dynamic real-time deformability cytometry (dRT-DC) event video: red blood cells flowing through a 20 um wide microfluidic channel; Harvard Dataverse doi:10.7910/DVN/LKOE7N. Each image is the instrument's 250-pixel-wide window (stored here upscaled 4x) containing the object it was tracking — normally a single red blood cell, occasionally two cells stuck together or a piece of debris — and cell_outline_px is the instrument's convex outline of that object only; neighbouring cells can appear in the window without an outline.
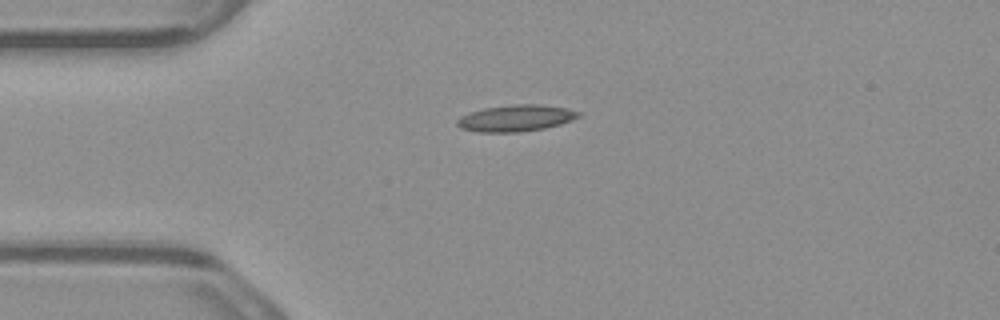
{"species": "common noctule bat (a hibernating species)", "species_latin": "Nyctalus noctula", "temperature_condition": "warm", "stored_images_in_passage": 2, "camera_frame_rate_fps": 3000, "um_per_image_px": 0.085, "animal": {"sex": "male", "body_mass_g": 23.1, "forearm_length_mm": 52.7}, "frame": {"image": 1, "passage_image": 1, "time_ms": 0.0, "image_size_px": [1000, 320], "cell_outline_px": [[580, 116], [572, 120], [560, 124], [544, 128], [520, 132], [476, 132], [460, 128], [456, 124], [456, 120], [460, 116], [484, 108], [512, 104], [540, 104], [568, 108], [580, 112]], "centroid_in_image_um": [43.84, 10.04], "position_along_channel_um": 41.2, "area_um2": 18.84}}